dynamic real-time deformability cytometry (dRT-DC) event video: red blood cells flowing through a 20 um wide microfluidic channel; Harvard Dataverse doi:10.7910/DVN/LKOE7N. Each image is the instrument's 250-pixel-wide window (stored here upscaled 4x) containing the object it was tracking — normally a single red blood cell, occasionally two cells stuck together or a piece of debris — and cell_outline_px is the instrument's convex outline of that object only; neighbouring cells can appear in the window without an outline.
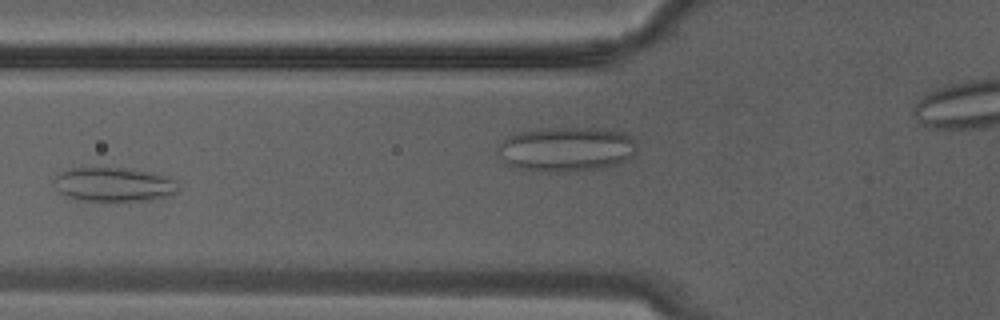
{"species": "Egyptian fruit bat (a non-hibernating species)", "species_latin": "Rousettus aegyptiacus", "temperature_condition": "warm", "stored_images_in_passage": 6, "camera_frame_rate_fps": 3000, "um_per_image_px": 0.085, "animal": {"sex": "male"}, "frame": {"image": 1, "passage_image": 4, "time_ms": 1.0, "image_size_px": [1000, 320], "cell_outline_px": [[176, 192], [172, 196], [148, 200], [76, 200], [60, 192], [52, 184], [52, 180], [60, 172], [68, 168], [132, 168], [152, 172], [168, 176], [176, 180]], "centroid_in_image_um": [9.67, 15.66], "position_along_channel_um": 116.1, "area_um2": 24.85}}